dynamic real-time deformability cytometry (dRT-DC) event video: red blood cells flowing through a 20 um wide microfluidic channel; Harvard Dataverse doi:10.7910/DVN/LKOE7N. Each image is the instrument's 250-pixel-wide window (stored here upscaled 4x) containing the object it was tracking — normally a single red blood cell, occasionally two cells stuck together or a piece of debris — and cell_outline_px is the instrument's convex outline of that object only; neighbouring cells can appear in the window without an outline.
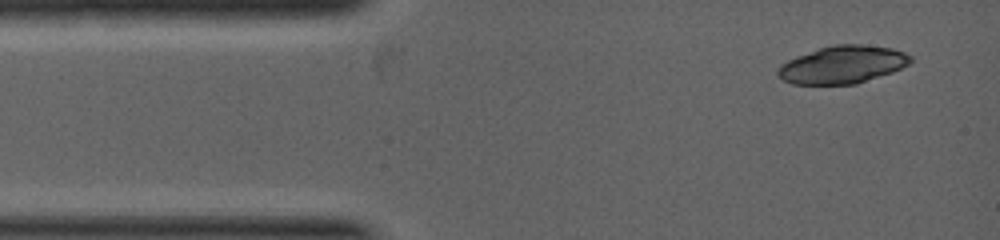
{"species": "common noctule bat (a hibernating species)", "species_latin": "Nyctalus noctula", "temperature_condition": "warm", "stored_images_in_passage": 3, "camera_frame_rate_fps": 5000, "um_per_image_px": 0.085, "animal": {"sex": "female", "body_mass_g": 19.0, "forearm_length_mm": 53.3}, "frame": {"image": 1, "passage_image": 1, "time_ms": 0.0, "image_size_px": [1000, 240], "cell_outline_px": [[912, 60], [908, 64], [892, 72], [856, 84], [792, 84], [784, 80], [776, 72], [776, 68], [780, 64], [796, 56], [832, 44], [860, 44], [892, 48], [904, 52], [912, 56]], "centroid_in_image_um": [71.6, 5.49], "position_along_channel_um": 13.4, "area_um2": 29.07}}